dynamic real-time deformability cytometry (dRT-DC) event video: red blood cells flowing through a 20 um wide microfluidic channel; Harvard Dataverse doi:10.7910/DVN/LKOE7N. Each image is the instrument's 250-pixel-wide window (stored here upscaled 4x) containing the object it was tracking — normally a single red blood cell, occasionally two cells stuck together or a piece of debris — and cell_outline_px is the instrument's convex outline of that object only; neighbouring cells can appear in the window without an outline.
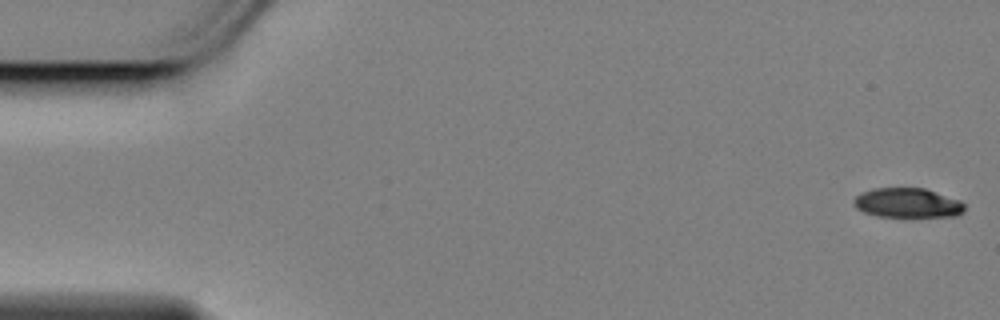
{"species": "Egyptian fruit bat (a non-hibernating species)", "species_latin": "Rousettus aegyptiacus", "temperature_condition": "cold", "stored_images_in_passage": 54, "camera_frame_rate_fps": 3000, "um_per_image_px": 0.085, "animal": {"sex": "female"}, "frame": {"image": 1, "passage_image": 1, "time_ms": 0.0, "image_size_px": [1000, 320], "cell_outline_px": [[964, 208], [956, 216], [876, 216], [864, 212], [856, 208], [852, 204], [852, 200], [856, 196], [872, 188], [924, 188], [960, 200], [964, 204]], "centroid_in_image_um": [77.09, 17.24], "position_along_channel_um": 7.9, "area_um2": 18.9}}
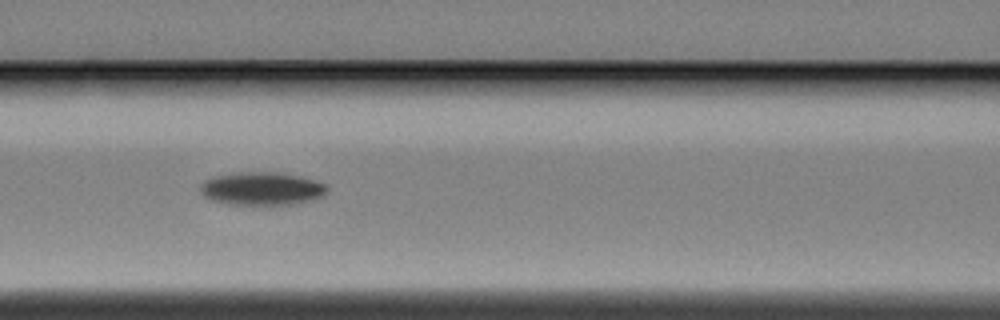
{"frame": {"image": 2, "passage_image": 24, "time_ms": 7.667, "image_size_px": [1000, 320], "cell_outline_px": [[328, 192], [324, 196], [296, 204], [228, 204], [212, 200], [204, 196], [200, 192], [200, 184], [216, 176], [240, 172], [276, 172], [300, 176], [324, 184], [328, 188]], "centroid_in_image_um": [22.27, 16.04], "position_along_channel_um": 144.3, "area_um2": 24.22}}
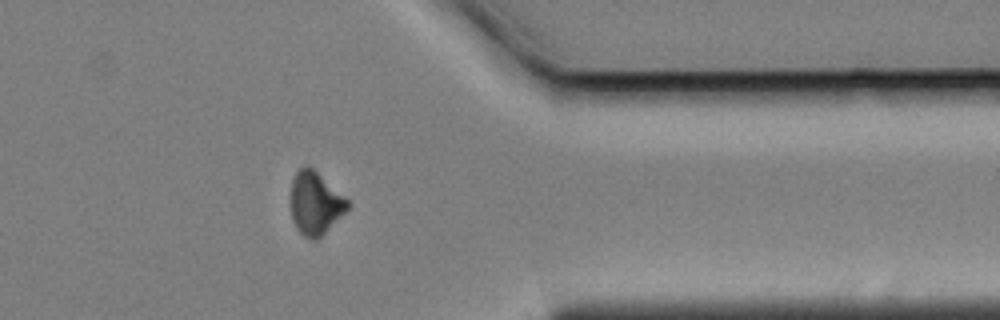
{"frame": {"image": 3, "passage_image": 46, "time_ms": 15.0, "image_size_px": [1000, 320], "cell_outline_px": [[352, 204], [316, 240], [312, 240], [304, 236], [296, 228], [292, 220], [288, 200], [292, 180], [296, 172], [304, 164], [308, 164], [344, 196]], "centroid_in_image_um": [26.73, 17.24], "position_along_channel_um": 384.7, "area_um2": 20.98}, "authors_computed_cell_mechanics": {"area_um2": 22.2241, "velocity_mm_per_s": 3.4614, "shape_relaxation_time_tau1_ms": 2.1573, "shape_relaxation_time_tau2_ms": null, "deformation_change_tau1": 0.1048, "deformation_change_tau2": null}}